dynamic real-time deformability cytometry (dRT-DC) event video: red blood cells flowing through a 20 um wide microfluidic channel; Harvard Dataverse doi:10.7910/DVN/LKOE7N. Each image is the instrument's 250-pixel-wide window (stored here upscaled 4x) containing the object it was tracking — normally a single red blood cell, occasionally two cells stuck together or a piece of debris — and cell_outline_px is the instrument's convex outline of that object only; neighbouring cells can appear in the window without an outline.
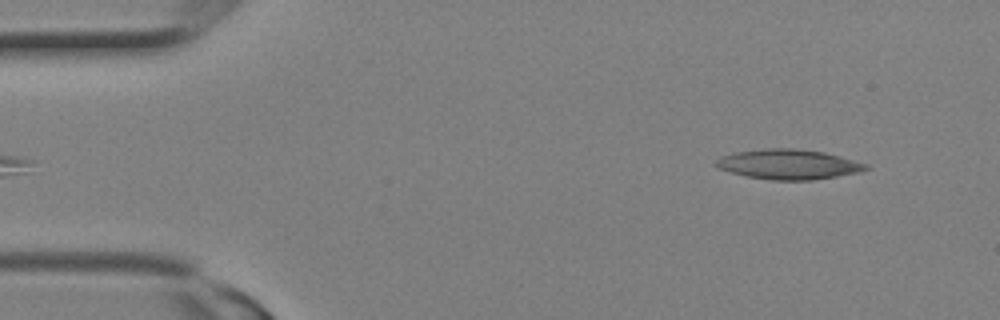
{"species": "Egyptian fruit bat (a non-hibernating species)", "species_latin": "Rousettus aegyptiacus", "temperature_condition": "room temperature", "stored_images_in_passage": 3, "segment_of_instrument_passage": [2, 2], "camera_frame_rate_fps": 3000, "um_per_image_px": 0.085, "animal": {"sex": "female"}, "frame": {"image": 1, "passage_image": 3, "time_ms": 0.667, "image_size_px": [1000, 320], "cell_outline_px": [[872, 168], [860, 172], [812, 180], [772, 180], [748, 176], [716, 168], [712, 164], [720, 156], [736, 152], [764, 148], [792, 148], [824, 152], [840, 156], [868, 164]], "centroid_in_image_um": [67.02, 13.96], "position_along_channel_um": 18.0, "area_um2": 26.24}}